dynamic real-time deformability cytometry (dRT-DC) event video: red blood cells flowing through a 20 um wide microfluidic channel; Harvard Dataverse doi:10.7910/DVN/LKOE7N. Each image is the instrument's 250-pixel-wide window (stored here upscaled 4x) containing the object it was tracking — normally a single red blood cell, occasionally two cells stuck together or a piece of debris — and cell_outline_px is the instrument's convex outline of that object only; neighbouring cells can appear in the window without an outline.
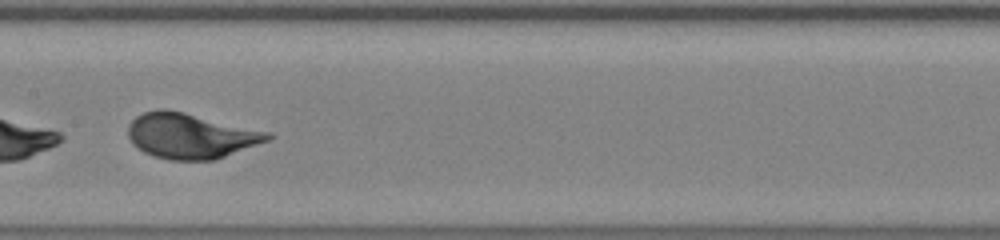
{"species": "human", "species_latin": "Homo sapiens", "temperature_condition": "warm", "stored_images_in_passage": 39, "camera_frame_rate_fps": 3000, "um_per_image_px": 0.085, "donor": {"sex": "male"}, "frame": {"image": 1, "passage_image": 20, "time_ms": 6.333, "image_size_px": [1000, 240], "cell_outline_px": [[276, 136], [268, 140], [216, 160], [168, 160], [144, 152], [132, 144], [128, 136], [128, 124], [136, 116], [144, 112], [156, 108], [164, 108], [184, 112], [272, 132]], "centroid_in_image_um": [16.21, 11.54], "position_along_channel_um": 191.2, "area_um2": 37.11}}
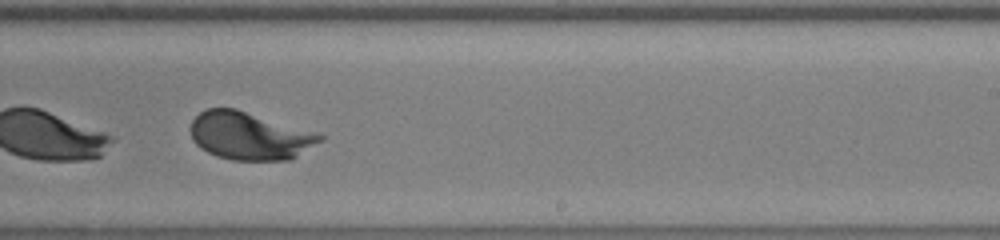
{"frame": {"image": 2, "passage_image": 26, "time_ms": 8.333, "image_size_px": [1000, 240], "cell_outline_px": [[324, 140], [292, 160], [232, 160], [216, 156], [200, 148], [192, 140], [192, 120], [200, 112], [208, 108], [236, 108], [320, 132], [324, 136]], "centroid_in_image_um": [21.29, 11.55], "position_along_channel_um": 267.7, "area_um2": 36.59}, "authors_computed_cell_mechanics": {"area_um2": 36.2406, "velocity_mm_per_s": 3.8481, "shape_relaxation_time_tau1_ms": 2.8377, "shape_relaxation_time_tau2_ms": null, "deformation_change_tau1": 0.188, "deformation_change_tau2": null}}